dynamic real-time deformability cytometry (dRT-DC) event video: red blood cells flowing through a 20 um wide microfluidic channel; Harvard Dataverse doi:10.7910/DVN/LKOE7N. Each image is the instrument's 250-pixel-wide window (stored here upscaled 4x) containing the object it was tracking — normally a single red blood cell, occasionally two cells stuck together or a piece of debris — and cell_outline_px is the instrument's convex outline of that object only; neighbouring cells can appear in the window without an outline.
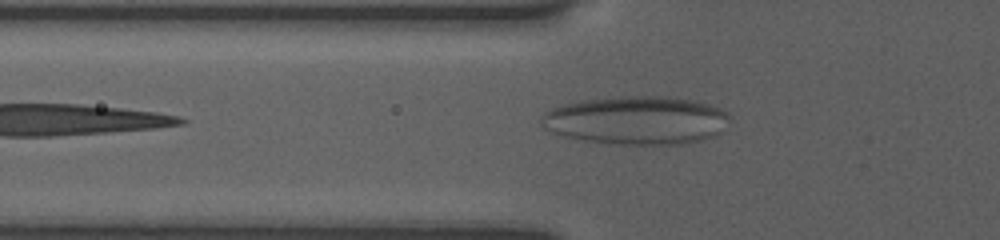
{"species": "human", "species_latin": "Homo sapiens", "temperature_condition": "room temperature", "stored_images_in_passage": 4, "camera_frame_rate_fps": 3000, "um_per_image_px": 0.085, "donor": {"sex": "female"}, "frame": {"image": 1, "passage_image": 2, "time_ms": 0.667, "image_size_px": [1000, 240], "cell_outline_px": [[728, 116], [716, 132], [700, 140], [684, 144], [616, 144], [588, 140], [568, 136], [552, 132], [544, 128], [544, 112], [552, 108], [564, 104], [580, 100], [620, 96], [676, 96], [692, 100], [720, 108], [728, 112]], "centroid_in_image_um": [54.07, 10.2], "position_along_channel_um": 71.7, "area_um2": 52.08}}